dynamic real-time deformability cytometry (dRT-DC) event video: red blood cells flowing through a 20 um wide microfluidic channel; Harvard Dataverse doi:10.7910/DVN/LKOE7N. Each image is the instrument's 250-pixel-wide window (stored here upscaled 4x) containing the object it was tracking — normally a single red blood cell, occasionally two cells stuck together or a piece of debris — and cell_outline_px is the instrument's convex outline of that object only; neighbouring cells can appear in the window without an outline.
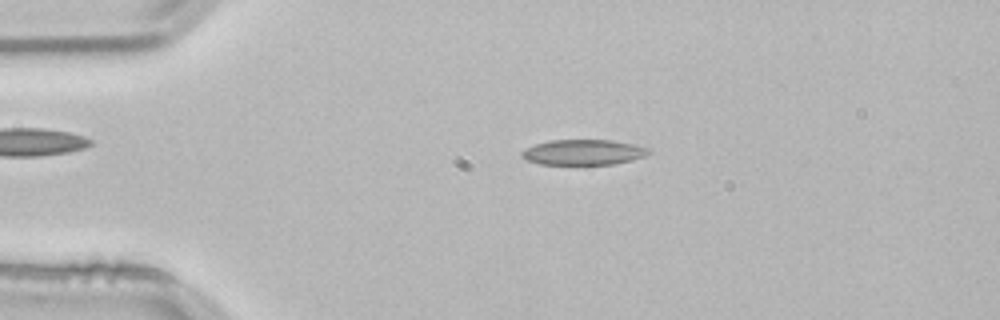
{"species": "common noctule bat (a hibernating species)", "species_latin": "Nyctalus noctula", "temperature_condition": "room temperature", "stored_images_in_passage": 50, "camera_frame_rate_fps": 3000, "um_per_image_px": 0.085, "animal": {"sex": "male", "body_mass_g": 21.5, "forearm_length_mm": 52.0}, "frame": {"image": 1, "passage_image": 9, "time_ms": 2.667, "image_size_px": [1000, 320], "cell_outline_px": [[652, 152], [644, 156], [632, 160], [612, 164], [540, 164], [528, 160], [520, 156], [520, 152], [536, 144], [548, 140], [612, 140], [632, 144], [648, 148]], "centroid_in_image_um": [49.59, 12.94], "position_along_channel_um": 35.4, "area_um2": 18.61}}
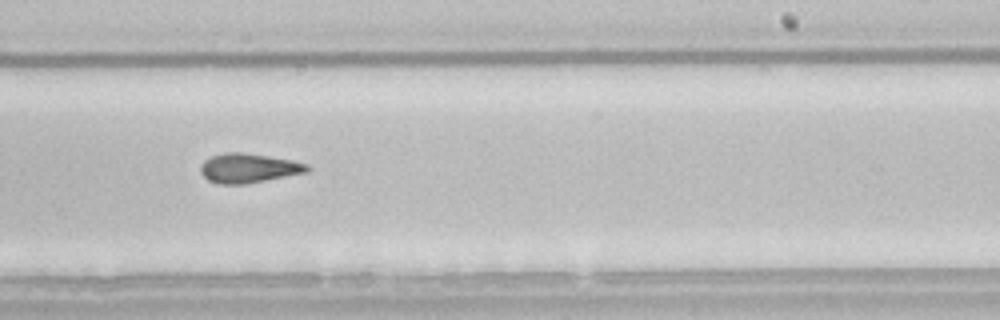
{"frame": {"image": 2, "passage_image": 30, "time_ms": 9.667, "image_size_px": [1000, 320], "cell_outline_px": [[312, 168], [308, 172], [244, 184], [220, 184], [208, 180], [200, 172], [200, 168], [204, 160], [212, 156], [224, 152], [244, 152], [292, 160], [308, 164]], "centroid_in_image_um": [21.14, 14.28], "position_along_channel_um": 267.9, "area_um2": 18.26}}
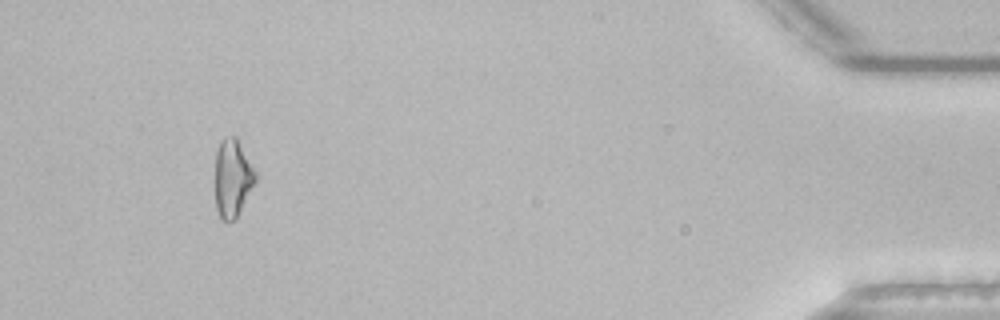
{"frame": {"image": 3, "passage_image": 47, "time_ms": 15.333, "image_size_px": [1000, 320], "cell_outline_px": [[256, 180], [236, 220], [224, 220], [220, 216], [216, 208], [216, 152], [220, 140], [224, 136], [236, 136], [256, 172]], "centroid_in_image_um": [19.77, 15.12], "position_along_channel_um": 415.4, "area_um2": 18.15}, "authors_computed_cell_mechanics": {"area_um2": 18.3226, "velocity_mm_per_s": 3.8506, "shape_relaxation_time_tau1_ms": 6.3913, "shape_relaxation_time_tau2_ms": 3.7442, "deformation_change_tau1": 0.1441, "deformation_change_tau2": 0.1252}}